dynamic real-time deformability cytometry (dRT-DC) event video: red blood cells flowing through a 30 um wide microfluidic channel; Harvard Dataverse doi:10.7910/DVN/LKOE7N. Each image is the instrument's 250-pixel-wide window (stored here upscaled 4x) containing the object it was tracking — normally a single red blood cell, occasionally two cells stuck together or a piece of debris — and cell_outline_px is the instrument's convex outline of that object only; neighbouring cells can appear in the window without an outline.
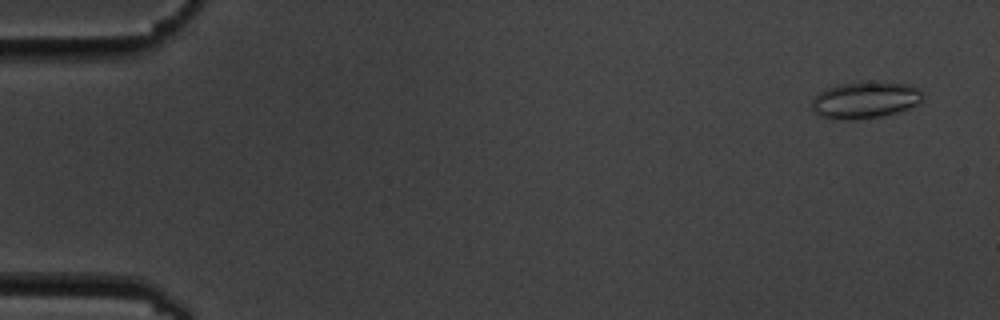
{"species": "common noctule bat (a hibernating species)", "species_latin": "Nyctalus noctula", "temperature_condition": "cold", "stored_images_in_passage": 5, "camera_frame_rate_fps": 3000, "um_per_image_px": 0.085, "animal": {"sex": "male", "body_mass_g": 19.5, "forearm_length_mm": 54.6}, "frame": {"image": 1, "passage_image": 1, "time_ms": 0.0, "image_size_px": [1000, 320], "cell_outline_px": [[924, 100], [920, 104], [896, 112], [880, 116], [852, 120], [832, 120], [820, 116], [812, 112], [812, 100], [820, 92], [828, 88], [840, 84], [908, 84], [924, 92]], "centroid_in_image_um": [73.53, 8.56], "position_along_channel_um": 11.5, "area_um2": 23.24}}
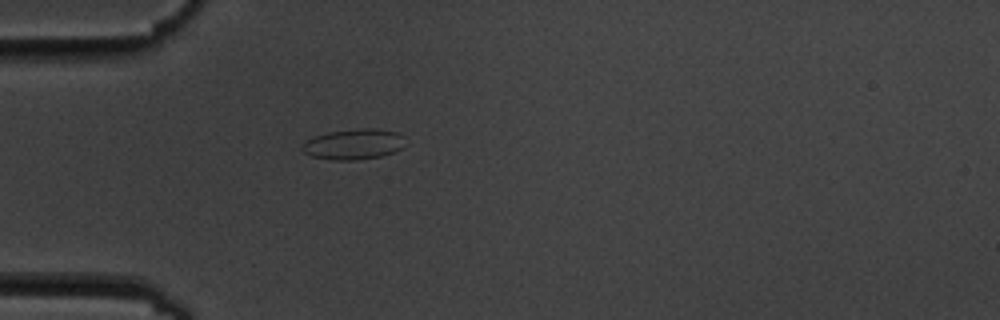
{"frame": {"image": 2, "passage_image": 5, "time_ms": 4.667, "image_size_px": [1000, 320], "cell_outline_px": [[408, 144], [404, 148], [396, 152], [380, 156], [356, 160], [332, 160], [312, 156], [304, 152], [300, 148], [308, 140], [316, 136], [328, 132], [356, 128], [376, 128], [400, 132], [404, 136]], "centroid_in_image_um": [30.17, 12.24], "position_along_channel_um": 54.8, "area_um2": 18.73}}